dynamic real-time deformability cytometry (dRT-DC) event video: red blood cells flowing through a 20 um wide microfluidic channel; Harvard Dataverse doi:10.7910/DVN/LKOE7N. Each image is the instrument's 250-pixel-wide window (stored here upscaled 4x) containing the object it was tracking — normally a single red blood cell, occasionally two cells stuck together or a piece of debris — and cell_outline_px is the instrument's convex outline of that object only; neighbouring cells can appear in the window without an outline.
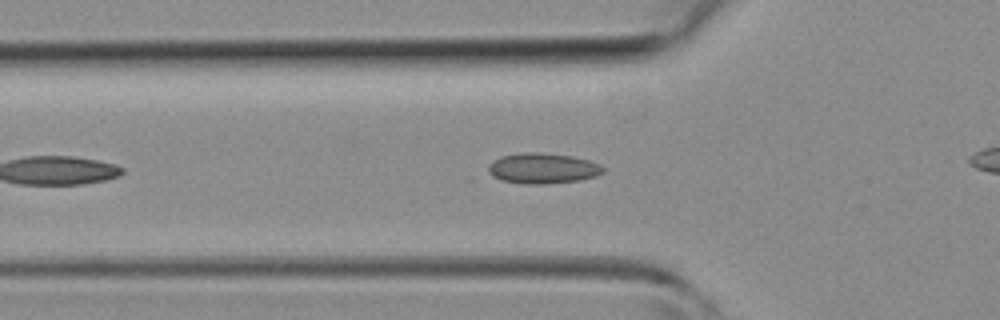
{"species": "common noctule bat (a hibernating species)", "species_latin": "Nyctalus noctula", "temperature_condition": "room temperature", "stored_images_in_passage": 20, "camera_frame_rate_fps": 3000, "um_per_image_px": 0.085, "animal": {"sex": "female", "body_mass_g": 19.3, "forearm_length_mm": 54.1}, "frame": {"image": 1, "passage_image": 6, "time_ms": 1.667, "image_size_px": [1000, 320], "cell_outline_px": [[604, 172], [596, 176], [580, 180], [548, 184], [524, 184], [500, 180], [492, 176], [488, 172], [488, 164], [492, 160], [500, 156], [524, 152], [532, 152], [572, 156], [588, 160], [600, 164], [604, 168]], "centroid_in_image_um": [46.1, 14.32], "position_along_channel_um": 79.7, "area_um2": 20.58}}
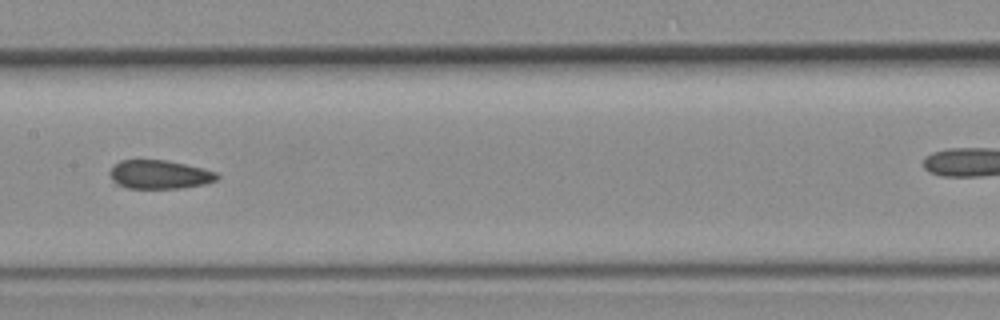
{"frame": {"image": 2, "passage_image": 13, "time_ms": 4.0, "image_size_px": [1000, 320], "cell_outline_px": [[220, 176], [216, 180], [204, 184], [184, 188], [128, 188], [116, 184], [112, 180], [108, 172], [120, 160], [164, 160], [184, 164], [216, 172]], "centroid_in_image_um": [13.54, 14.84], "position_along_channel_um": 193.9, "area_um2": 17.8}}
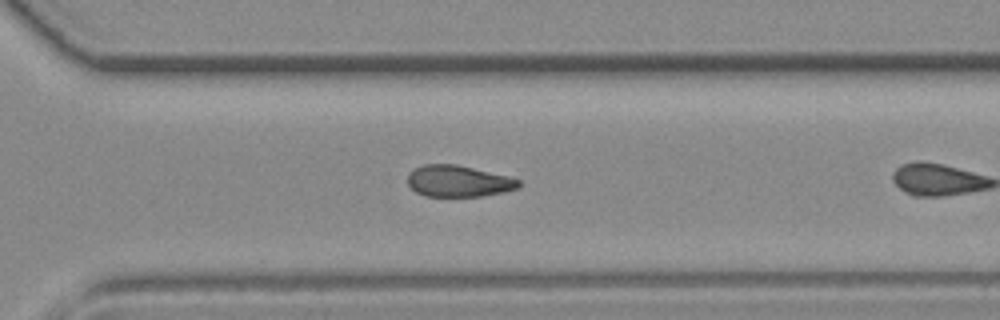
{"frame": {"image": 3, "passage_image": 19, "time_ms": 6.0, "image_size_px": [1000, 320], "cell_outline_px": [[520, 184], [516, 188], [504, 192], [484, 196], [424, 196], [416, 192], [408, 184], [408, 172], [424, 164], [456, 164], [508, 176], [520, 180]], "centroid_in_image_um": [38.95, 15.4], "position_along_channel_um": 331.7, "area_um2": 20.29}}